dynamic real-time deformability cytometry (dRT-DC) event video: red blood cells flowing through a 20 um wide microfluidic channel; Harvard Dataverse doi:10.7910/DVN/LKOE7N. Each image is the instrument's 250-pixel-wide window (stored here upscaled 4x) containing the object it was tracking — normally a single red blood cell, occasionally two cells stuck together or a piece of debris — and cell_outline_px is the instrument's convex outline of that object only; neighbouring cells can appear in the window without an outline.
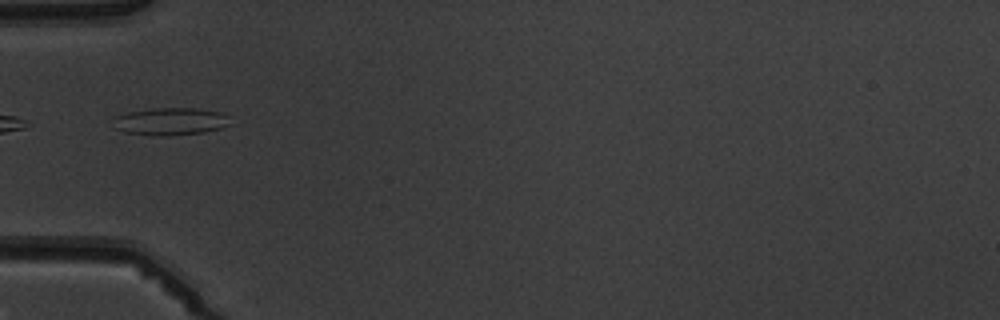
{"species": "common noctule bat (a hibernating species)", "species_latin": "Nyctalus noctula", "temperature_condition": "warm", "stored_images_in_passage": 4, "camera_frame_rate_fps": 3000, "um_per_image_px": 0.085, "animal": {"sex": "male", "body_mass_g": 19.5, "forearm_length_mm": 54.6}, "frame": {"image": 1, "passage_image": 4, "time_ms": 3.333, "image_size_px": [1000, 320], "cell_outline_px": [[232, 124], [224, 128], [204, 132], [168, 136], [152, 136], [124, 132], [116, 128], [116, 116], [128, 112], [156, 108], [196, 108], [220, 112], [228, 116]], "centroid_in_image_um": [14.57, 10.33], "position_along_channel_um": 70.4, "area_um2": 18.79}}